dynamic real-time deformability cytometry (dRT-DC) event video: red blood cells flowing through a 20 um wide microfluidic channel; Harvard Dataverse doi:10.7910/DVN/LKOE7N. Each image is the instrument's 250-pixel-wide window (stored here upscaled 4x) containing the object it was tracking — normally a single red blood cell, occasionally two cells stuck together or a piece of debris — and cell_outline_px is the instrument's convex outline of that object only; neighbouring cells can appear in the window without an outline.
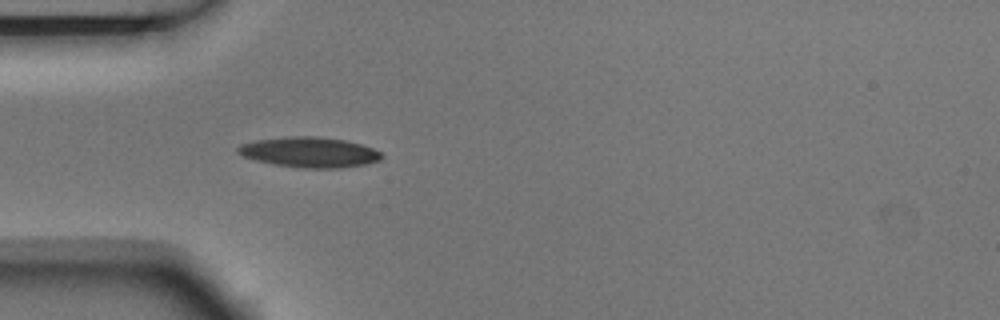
{"species": "Egyptian fruit bat (a non-hibernating species)", "species_latin": "Rousettus aegyptiacus", "temperature_condition": "room temperature", "stored_images_in_passage": 4, "camera_frame_rate_fps": 3000, "um_per_image_px": 0.085, "animal": {"sex": "male"}, "frame": {"image": 1, "passage_image": 4, "time_ms": 1.0, "image_size_px": [1000, 320], "cell_outline_px": [[384, 156], [380, 160], [364, 164], [340, 168], [300, 168], [272, 164], [256, 160], [244, 156], [236, 152], [236, 148], [240, 144], [256, 140], [292, 136], [316, 136], [344, 140], [360, 144], [372, 148], [380, 152]], "centroid_in_image_um": [26.28, 12.94], "position_along_channel_um": 58.7, "area_um2": 25.32}}